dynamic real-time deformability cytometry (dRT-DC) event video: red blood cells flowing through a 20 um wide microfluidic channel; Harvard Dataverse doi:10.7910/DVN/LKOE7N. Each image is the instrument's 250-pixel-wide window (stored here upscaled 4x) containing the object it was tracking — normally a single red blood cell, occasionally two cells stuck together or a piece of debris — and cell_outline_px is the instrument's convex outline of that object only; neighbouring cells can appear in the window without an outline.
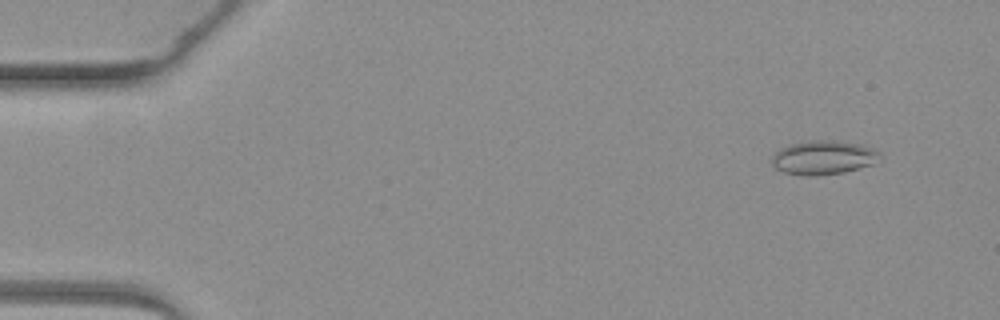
{"species": "common noctule bat (a hibernating species)", "species_latin": "Nyctalus noctula", "temperature_condition": "warm", "stored_images_in_passage": 4, "camera_frame_rate_fps": 3000, "um_per_image_px": 0.085, "animal": {"sex": "female", "body_mass_g": 19.3, "forearm_length_mm": 54.1}, "frame": {"image": 1, "passage_image": 1, "time_ms": 0.0, "image_size_px": [1000, 320], "cell_outline_px": [[880, 152], [872, 164], [844, 172], [816, 176], [804, 176], [784, 172], [776, 168], [772, 164], [772, 156], [780, 148], [792, 144], [816, 140], [832, 140], [860, 144], [872, 148]], "centroid_in_image_um": [69.95, 13.4], "position_along_channel_um": 15.1, "area_um2": 21.04}}